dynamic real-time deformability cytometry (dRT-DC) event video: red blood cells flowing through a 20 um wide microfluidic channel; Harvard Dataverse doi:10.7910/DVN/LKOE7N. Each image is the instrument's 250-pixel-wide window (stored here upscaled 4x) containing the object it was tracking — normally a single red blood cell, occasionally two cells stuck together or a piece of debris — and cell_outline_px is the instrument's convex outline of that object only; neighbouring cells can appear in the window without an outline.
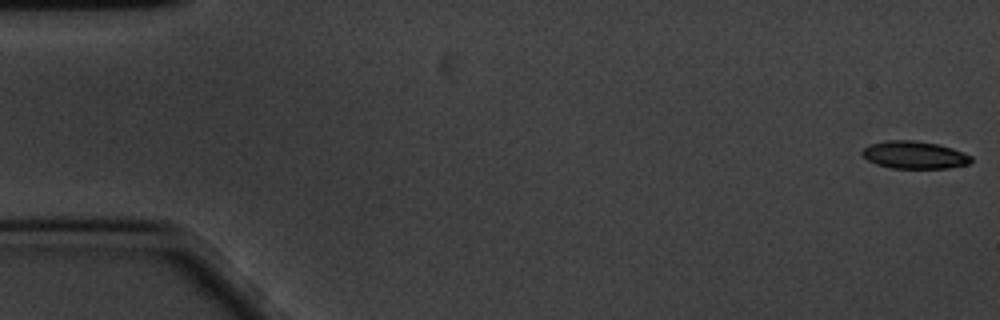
{"species": "common noctule bat (a hibernating species)", "species_latin": "Nyctalus noctula", "temperature_condition": "cold", "stored_images_in_passage": 59, "camera_frame_rate_fps": 3000, "um_per_image_px": 0.085, "animal": {"sex": "male", "body_mass_g": 20.1, "forearm_length_mm": 53.5}, "frame": {"image": 1, "passage_image": 1, "time_ms": 0.0, "image_size_px": [1000, 320], "cell_outline_px": [[972, 160], [968, 164], [948, 168], [892, 168], [876, 164], [868, 160], [860, 152], [864, 148], [872, 144], [884, 140], [916, 140], [940, 144], [952, 148], [972, 156]], "centroid_in_image_um": [77.73, 13.16], "position_along_channel_um": 7.3, "area_um2": 17.51}}
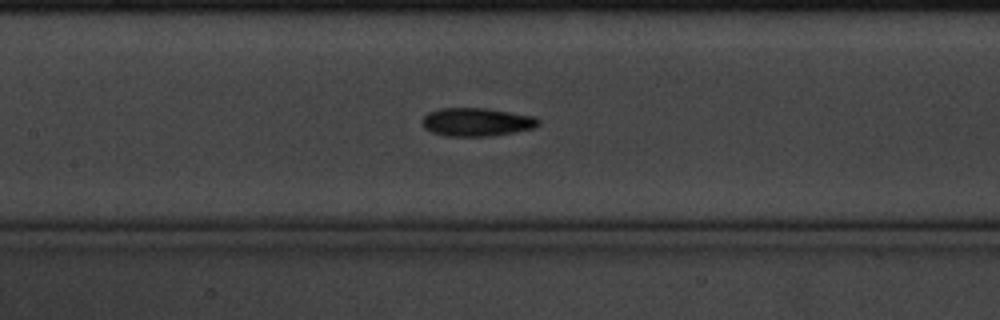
{"frame": {"image": 2, "passage_image": 27, "time_ms": 8.667, "image_size_px": [1000, 320], "cell_outline_px": [[540, 124], [532, 128], [512, 132], [488, 136], [448, 136], [432, 132], [424, 128], [424, 116], [428, 112], [440, 108], [488, 108], [536, 116], [540, 120]], "centroid_in_image_um": [40.54, 10.36], "position_along_channel_um": 166.9, "area_um2": 19.07}}
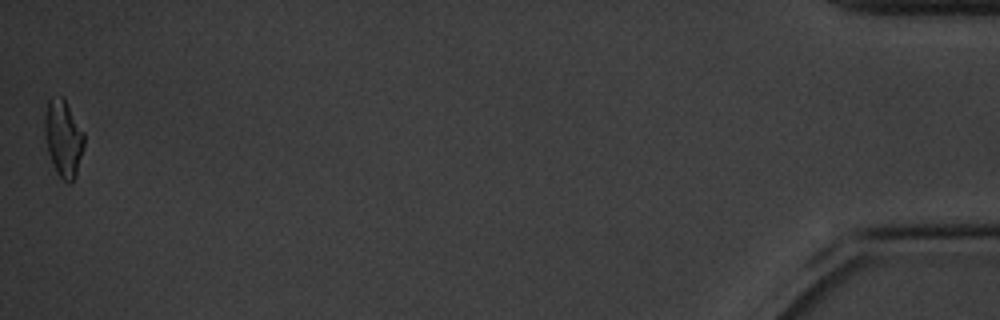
{"frame": {"image": 3, "passage_image": 59, "time_ms": 19.333, "image_size_px": [1000, 320], "cell_outline_px": [[84, 148], [76, 176], [68, 184], [56, 172], [52, 164], [48, 152], [44, 136], [44, 116], [48, 100], [60, 96], [64, 96], [84, 132]], "centroid_in_image_um": [5.39, 11.74], "position_along_channel_um": 429.8, "area_um2": 17.92}, "authors_computed_cell_mechanics": {"area_um2": 18.207, "velocity_mm_per_s": 3.3627, "shape_relaxation_time_tau1_ms": 3.5507, "shape_relaxation_time_tau2_ms": 8.739, "deformation_change_tau1": 0.1222, "deformation_change_tau2": 0.1651}}